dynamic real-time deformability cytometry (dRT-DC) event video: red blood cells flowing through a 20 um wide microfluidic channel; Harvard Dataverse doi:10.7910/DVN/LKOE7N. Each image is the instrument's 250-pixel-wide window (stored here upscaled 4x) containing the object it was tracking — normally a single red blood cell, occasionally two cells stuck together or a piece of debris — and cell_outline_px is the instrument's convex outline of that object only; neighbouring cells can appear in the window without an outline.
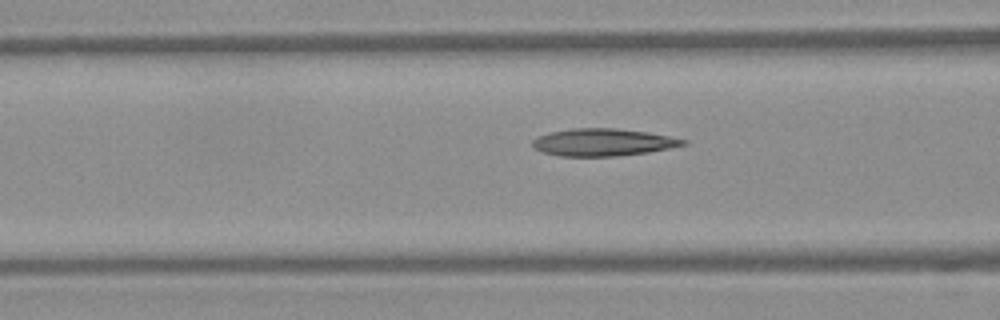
{"species": "Egyptian fruit bat (a non-hibernating species)", "species_latin": "Rousettus aegyptiacus", "temperature_condition": "warm", "stored_images_in_passage": 8, "camera_frame_rate_fps": 3000, "um_per_image_px": 0.085, "frame": {"image": 1, "passage_image": 6, "time_ms": 1.667, "image_size_px": [1000, 320], "cell_outline_px": [[688, 144], [648, 152], [616, 156], [560, 156], [544, 152], [536, 148], [532, 144], [532, 140], [540, 136], [552, 132], [572, 128], [612, 128], [648, 132], [688, 140]], "centroid_in_image_um": [51.28, 12.09], "position_along_channel_um": 115.3, "area_um2": 23.7}}